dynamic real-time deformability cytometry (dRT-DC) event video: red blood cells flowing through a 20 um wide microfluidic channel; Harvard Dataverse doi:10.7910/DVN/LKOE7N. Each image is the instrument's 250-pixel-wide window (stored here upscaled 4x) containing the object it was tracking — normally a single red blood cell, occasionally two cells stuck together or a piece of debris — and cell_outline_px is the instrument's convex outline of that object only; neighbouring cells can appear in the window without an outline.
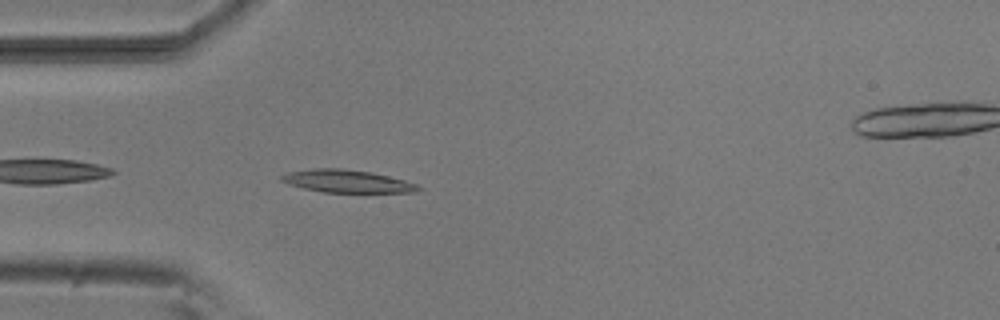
{"species": "common noctule bat (a hibernating species)", "species_latin": "Nyctalus noctula", "temperature_condition": "room temperature", "stored_images_in_passage": 41, "camera_frame_rate_fps": 3000, "um_per_image_px": 0.085, "animal": {"sex": "male", "body_mass_g": 20.5, "forearm_length_mm": 52.5}, "frame": {"image": 1, "passage_image": 2, "time_ms": 0.333, "image_size_px": [1000, 320], "cell_outline_px": [[420, 188], [416, 192], [324, 192], [304, 188], [288, 184], [280, 180], [280, 176], [288, 172], [312, 168], [344, 168], [372, 172], [404, 180], [416, 184]], "centroid_in_image_um": [29.45, 15.39], "position_along_channel_um": 55.5, "area_um2": 17.98}}
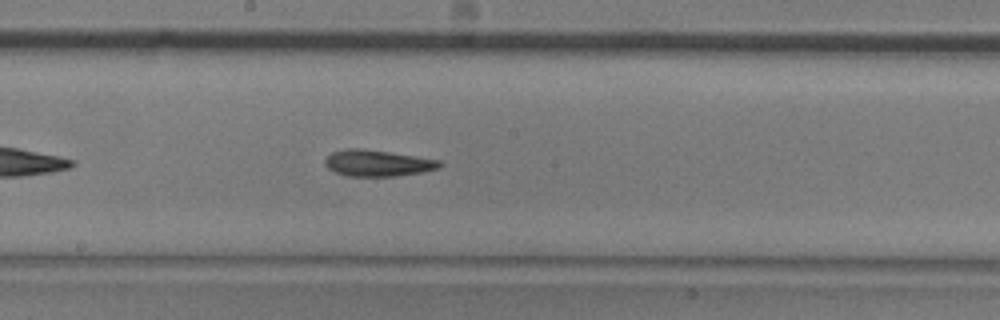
{"frame": {"image": 2, "passage_image": 15, "time_ms": 4.667, "image_size_px": [1000, 320], "cell_outline_px": [[444, 164], [440, 168], [424, 172], [396, 176], [344, 176], [328, 168], [324, 164], [324, 160], [332, 152], [344, 148], [364, 148], [416, 156], [440, 160]], "centroid_in_image_um": [32.11, 13.86], "position_along_channel_um": 216.1, "area_um2": 17.86}}
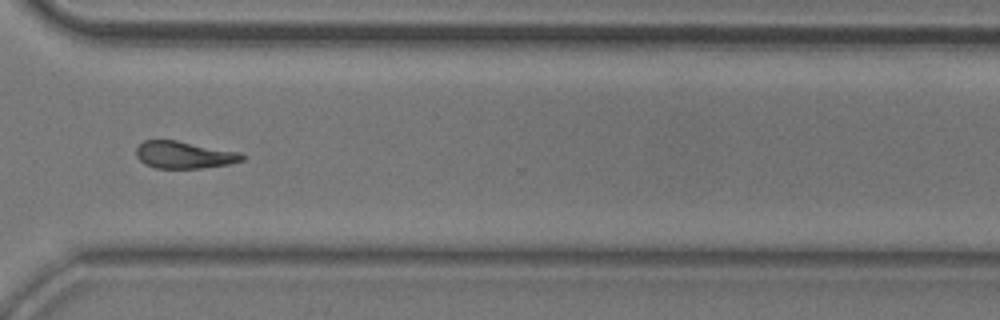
{"frame": {"image": 3, "passage_image": 26, "time_ms": 8.333, "image_size_px": [1000, 320], "cell_outline_px": [[244, 160], [232, 164], [200, 168], [156, 168], [144, 164], [136, 156], [136, 148], [144, 140], [176, 140], [240, 152], [244, 156]], "centroid_in_image_um": [15.66, 13.17], "position_along_channel_um": 354.9, "area_um2": 16.82}, "authors_computed_cell_mechanics": {"area_um2": 16.9932, "velocity_mm_per_s": 3.7983, "shape_relaxation_time_tau1_ms": 6.4214, "shape_relaxation_time_tau2_ms": 4.0616, "deformation_change_tau1": 0.1986, "deformation_change_tau2": 0.1373}}